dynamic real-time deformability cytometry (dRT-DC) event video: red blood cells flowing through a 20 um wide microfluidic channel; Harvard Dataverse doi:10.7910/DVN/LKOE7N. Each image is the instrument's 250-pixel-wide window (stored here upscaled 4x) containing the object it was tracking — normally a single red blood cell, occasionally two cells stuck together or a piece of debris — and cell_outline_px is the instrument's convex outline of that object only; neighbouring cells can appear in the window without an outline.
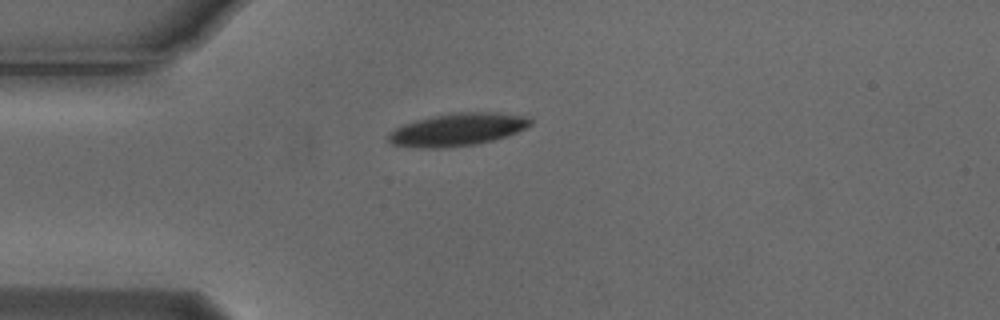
{"species": "Egyptian fruit bat (a non-hibernating species)", "species_latin": "Rousettus aegyptiacus", "temperature_condition": "cold", "stored_images_in_passage": 4, "camera_frame_rate_fps": 3000, "um_per_image_px": 0.085, "animal": {"sex": "male"}, "frame": {"image": 1, "passage_image": 1, "time_ms": 0.0, "image_size_px": [1000, 320], "cell_outline_px": [[532, 124], [516, 132], [492, 140], [476, 144], [444, 148], [416, 148], [392, 144], [388, 140], [388, 132], [404, 124], [416, 120], [448, 112], [500, 112], [532, 116]], "centroid_in_image_um": [38.9, 10.99], "position_along_channel_um": 46.1, "area_um2": 27.28}}
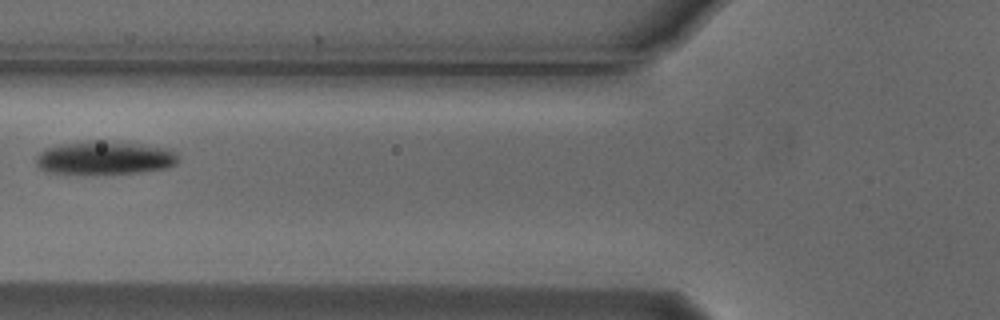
{"frame": {"image": 2, "passage_image": 3, "time_ms": 0.667, "image_size_px": [1000, 320], "cell_outline_px": [[180, 160], [176, 164], [168, 168], [140, 172], [52, 172], [40, 168], [36, 164], [36, 156], [44, 148], [56, 144], [88, 140], [104, 140], [140, 144], [172, 148], [180, 156]], "centroid_in_image_um": [8.97, 13.37], "position_along_channel_um": 116.8, "area_um2": 27.63}}
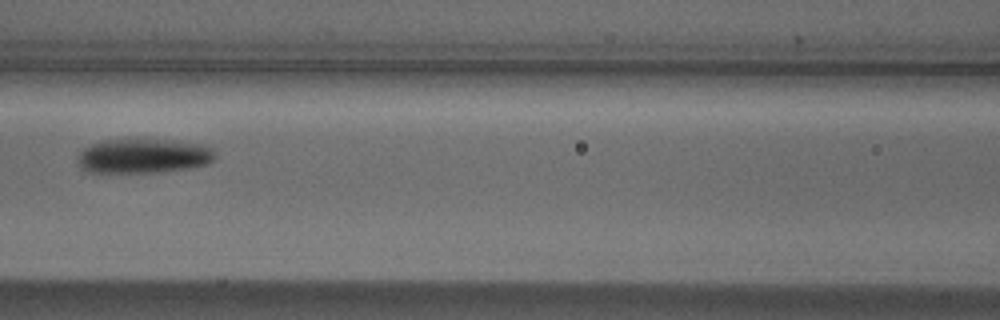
{"frame": {"image": 3, "passage_image": 4, "time_ms": 1.0, "image_size_px": [1000, 320], "cell_outline_px": [[216, 156], [208, 164], [188, 168], [160, 172], [88, 172], [80, 168], [76, 160], [76, 156], [84, 148], [100, 140], [176, 140], [208, 144], [216, 152]], "centroid_in_image_um": [12.21, 13.25], "position_along_channel_um": 154.4, "area_um2": 27.98}}